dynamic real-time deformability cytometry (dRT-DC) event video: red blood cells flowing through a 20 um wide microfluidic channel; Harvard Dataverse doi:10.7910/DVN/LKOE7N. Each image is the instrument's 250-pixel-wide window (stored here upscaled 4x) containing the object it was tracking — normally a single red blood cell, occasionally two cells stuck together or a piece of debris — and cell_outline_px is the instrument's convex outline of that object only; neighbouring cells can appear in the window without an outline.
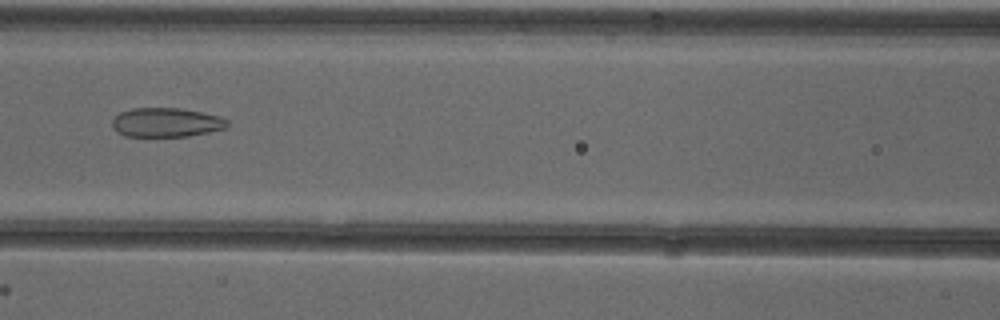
{"species": "common noctule bat (a hibernating species)", "species_latin": "Nyctalus noctula", "temperature_condition": "cold", "stored_images_in_passage": 12, "camera_frame_rate_fps": 3000, "um_per_image_px": 0.085, "animal": {"sex": "female"}, "frame": {"image": 1, "passage_image": 10, "time_ms": 3.0, "image_size_px": [1000, 320], "cell_outline_px": [[228, 124], [224, 128], [208, 132], [188, 136], [124, 136], [116, 132], [112, 124], [112, 120], [120, 112], [132, 108], [180, 108], [220, 116], [228, 120]], "centroid_in_image_um": [14.1, 10.4], "position_along_channel_um": 152.5, "area_um2": 19.48}}